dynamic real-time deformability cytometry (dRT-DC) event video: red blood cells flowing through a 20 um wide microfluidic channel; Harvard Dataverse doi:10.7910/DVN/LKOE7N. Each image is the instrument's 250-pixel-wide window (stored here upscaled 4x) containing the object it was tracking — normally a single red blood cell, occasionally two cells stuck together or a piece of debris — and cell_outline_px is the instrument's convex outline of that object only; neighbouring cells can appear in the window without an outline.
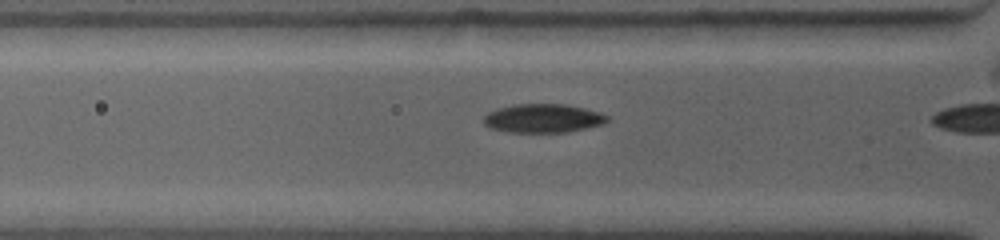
{"species": "common noctule bat (a hibernating species)", "species_latin": "Nyctalus noctula", "temperature_condition": "warm", "stored_images_in_passage": 7, "camera_frame_rate_fps": 4500, "um_per_image_px": 0.085, "animal": {"sex": "female", "body_mass_g": 19.0, "forearm_length_mm": 53.3}, "frame": {"image": 1, "passage_image": 6, "time_ms": 1.778, "image_size_px": [1000, 240], "cell_outline_px": [[608, 120], [604, 124], [568, 132], [508, 132], [488, 128], [484, 124], [484, 116], [488, 112], [496, 108], [512, 104], [564, 104], [584, 108], [600, 112], [608, 116]], "centroid_in_image_um": [46.13, 10.05], "position_along_channel_um": 79.7, "area_um2": 20.87}}